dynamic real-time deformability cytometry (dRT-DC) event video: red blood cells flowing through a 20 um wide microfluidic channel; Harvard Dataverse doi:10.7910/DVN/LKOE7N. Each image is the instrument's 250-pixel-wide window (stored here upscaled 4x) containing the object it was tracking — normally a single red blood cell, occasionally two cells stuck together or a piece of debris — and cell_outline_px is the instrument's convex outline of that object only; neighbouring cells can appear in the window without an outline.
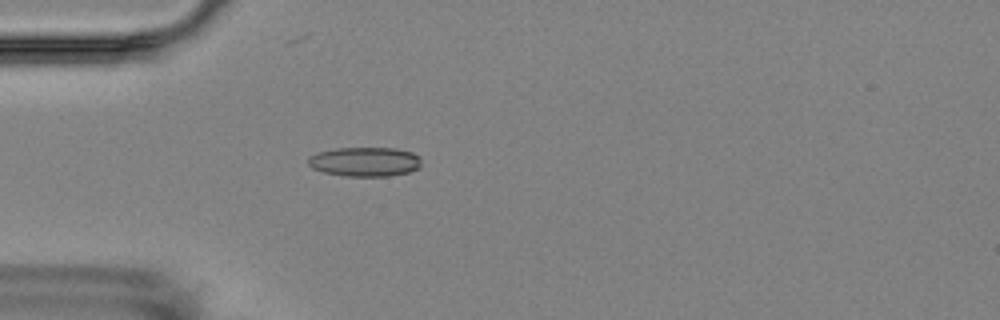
{"species": "Egyptian fruit bat (a non-hibernating species)", "species_latin": "Rousettus aegyptiacus", "temperature_condition": "room temperature", "stored_images_in_passage": 5, "camera_frame_rate_fps": 3000, "um_per_image_px": 0.085, "animal": {"sex": "female"}, "frame": {"image": 1, "passage_image": 5, "time_ms": 4.667, "image_size_px": [1000, 320], "cell_outline_px": [[420, 168], [408, 172], [388, 176], [344, 176], [324, 172], [312, 168], [308, 164], [308, 156], [316, 152], [336, 148], [396, 148], [412, 152], [420, 156]], "centroid_in_image_um": [31.0, 13.74], "position_along_channel_um": 54.0, "area_um2": 19.54}}